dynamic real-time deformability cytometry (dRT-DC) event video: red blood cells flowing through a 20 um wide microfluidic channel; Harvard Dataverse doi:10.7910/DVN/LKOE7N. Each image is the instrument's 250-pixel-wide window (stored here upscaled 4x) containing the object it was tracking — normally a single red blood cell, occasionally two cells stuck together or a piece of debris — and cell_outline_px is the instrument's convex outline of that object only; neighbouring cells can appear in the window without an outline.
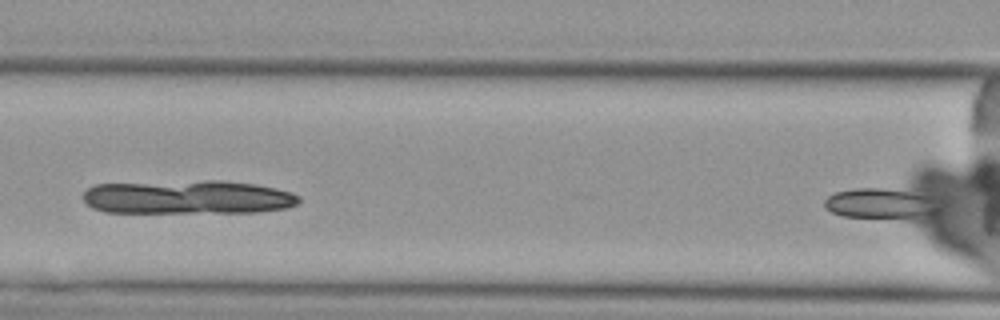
{"species": "Egyptian fruit bat (a non-hibernating species)", "species_latin": "Rousettus aegyptiacus", "temperature_condition": "cold", "stored_images_in_passage": 3, "camera_frame_rate_fps": 3000, "um_per_image_px": 0.085, "animal": {"sex": "female"}, "frame": {"image": 1, "passage_image": 3, "time_ms": 2.333, "image_size_px": [1000, 320], "cell_outline_px": [[948, 204], [940, 212], [924, 220], [900, 220], [844, 216], [832, 212], [824, 208], [824, 200], [828, 196], [836, 192], [852, 188], [880, 188], [908, 192], [944, 200]], "centroid_in_image_um": [75.09, 17.37], "position_along_channel_um": 91.5, "area_um2": 21.85}}